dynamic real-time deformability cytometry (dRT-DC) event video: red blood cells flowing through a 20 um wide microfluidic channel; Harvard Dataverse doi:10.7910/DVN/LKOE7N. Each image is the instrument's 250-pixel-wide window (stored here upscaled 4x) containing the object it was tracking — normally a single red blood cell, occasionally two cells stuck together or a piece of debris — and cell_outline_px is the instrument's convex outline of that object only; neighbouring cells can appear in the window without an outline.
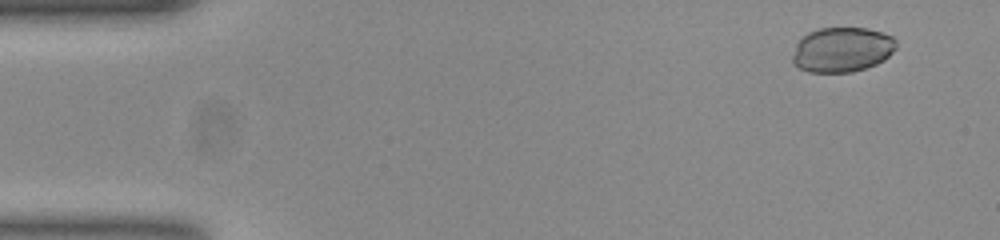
{"species": "common noctule bat (a hibernating species)", "species_latin": "Nyctalus noctula", "temperature_condition": "room temperature", "stored_images_in_passage": 52, "camera_frame_rate_fps": 3000, "um_per_image_px": 0.085, "animal": {"sex": "female", "body_mass_g": 23.0, "forearm_length_mm": 53.4}, "frame": {"image": 1, "passage_image": 4, "time_ms": 1.0, "image_size_px": [1000, 240], "cell_outline_px": [[896, 48], [884, 60], [876, 64], [852, 72], [808, 72], [792, 64], [792, 56], [796, 44], [808, 32], [820, 28], [868, 28], [892, 36], [896, 40]], "centroid_in_image_um": [71.56, 4.22], "position_along_channel_um": 13.4, "area_um2": 27.11}}
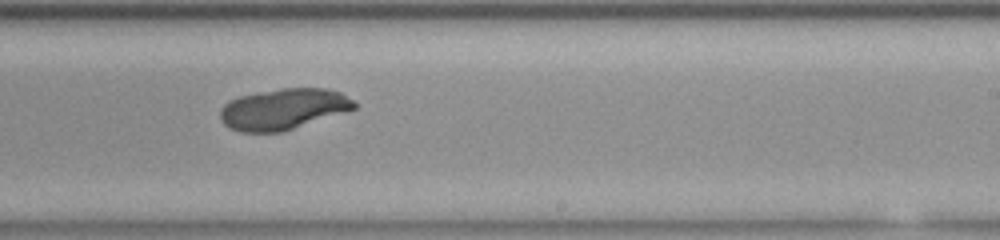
{"frame": {"image": 2, "passage_image": 32, "time_ms": 10.333, "image_size_px": [1000, 240], "cell_outline_px": [[356, 108], [280, 132], [240, 132], [228, 128], [220, 120], [220, 112], [224, 104], [228, 100], [240, 96], [260, 92], [284, 88], [328, 88], [340, 92], [352, 100], [356, 104]], "centroid_in_image_um": [24.03, 9.27], "position_along_channel_um": 265.0, "area_um2": 31.67}}
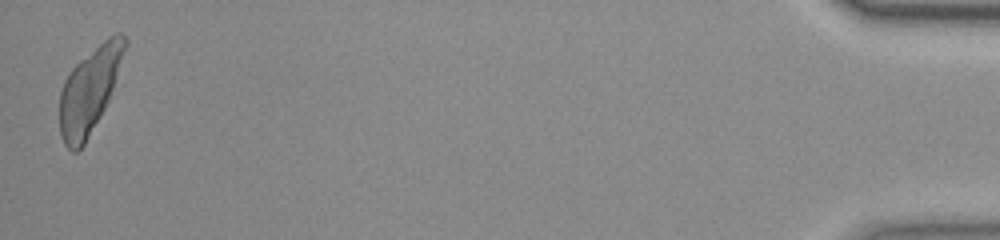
{"frame": {"image": 3, "passage_image": 52, "time_ms": 17.0, "image_size_px": [1000, 240], "cell_outline_px": [[128, 44], [108, 100], [100, 116], [84, 144], [76, 152], [72, 152], [64, 144], [60, 136], [60, 92], [64, 80], [72, 68], [80, 60], [108, 36], [116, 32], [120, 32], [128, 40]], "centroid_in_image_um": [7.6, 7.65], "position_along_channel_um": 427.6, "area_um2": 32.08}}